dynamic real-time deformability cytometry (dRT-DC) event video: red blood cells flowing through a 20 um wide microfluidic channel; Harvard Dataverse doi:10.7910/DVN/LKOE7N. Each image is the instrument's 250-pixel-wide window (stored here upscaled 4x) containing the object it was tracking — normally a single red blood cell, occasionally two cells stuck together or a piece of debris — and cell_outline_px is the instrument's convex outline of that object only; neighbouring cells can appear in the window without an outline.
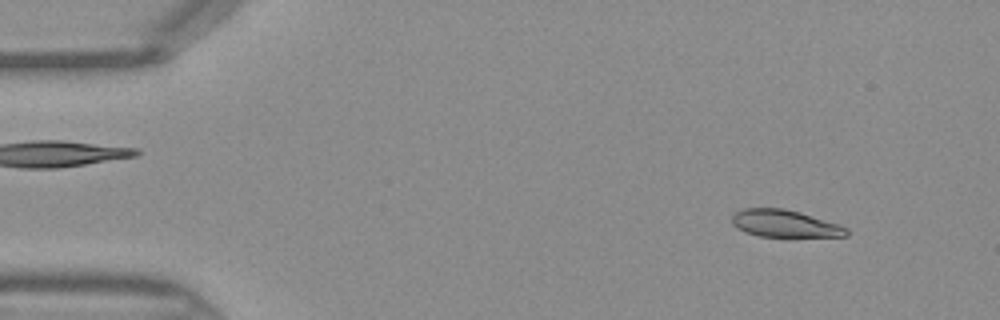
{"species": "Egyptian fruit bat (a non-hibernating species)", "species_latin": "Rousettus aegyptiacus", "temperature_condition": "warm", "stored_images_in_passage": 44, "camera_frame_rate_fps": 3000, "um_per_image_px": 0.085, "frame": {"image": 1, "passage_image": 4, "time_ms": 1.0, "image_size_px": [1000, 320], "cell_outline_px": [[848, 236], [760, 236], [744, 232], [736, 228], [732, 224], [732, 216], [736, 212], [744, 208], [784, 208], [800, 212], [840, 224], [848, 228]], "centroid_in_image_um": [66.7, 18.99], "position_along_channel_um": 18.3, "area_um2": 18.15}}
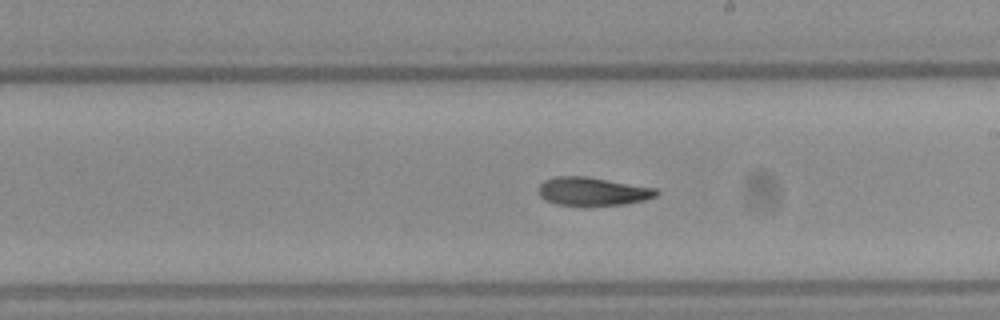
{"frame": {"image": 2, "passage_image": 25, "time_ms": 8.0, "image_size_px": [1000, 320], "cell_outline_px": [[660, 192], [656, 196], [644, 200], [624, 204], [584, 208], [556, 204], [544, 200], [540, 196], [540, 184], [544, 180], [556, 176], [588, 176], [656, 188]], "centroid_in_image_um": [50.37, 16.3], "position_along_channel_um": 238.6, "area_um2": 20.11}}
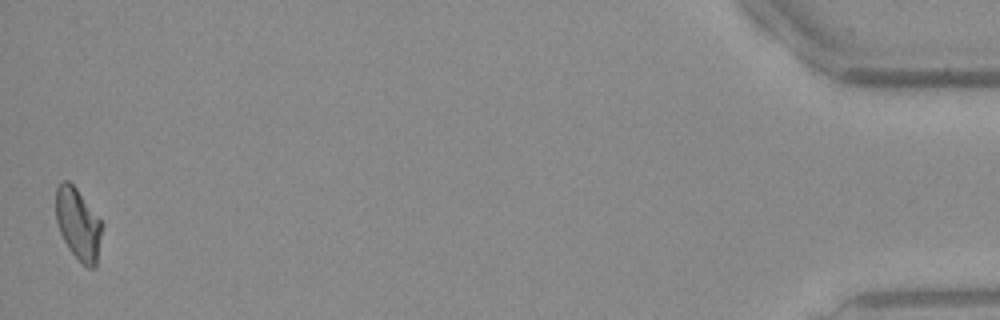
{"frame": {"image": 3, "passage_image": 44, "time_ms": 14.333, "image_size_px": [1000, 320], "cell_outline_px": [[104, 224], [96, 268], [88, 268], [68, 248], [60, 232], [56, 220], [56, 188], [64, 180], [68, 180], [76, 188]], "centroid_in_image_um": [6.67, 19.06], "position_along_channel_um": 428.5, "area_um2": 19.25}}